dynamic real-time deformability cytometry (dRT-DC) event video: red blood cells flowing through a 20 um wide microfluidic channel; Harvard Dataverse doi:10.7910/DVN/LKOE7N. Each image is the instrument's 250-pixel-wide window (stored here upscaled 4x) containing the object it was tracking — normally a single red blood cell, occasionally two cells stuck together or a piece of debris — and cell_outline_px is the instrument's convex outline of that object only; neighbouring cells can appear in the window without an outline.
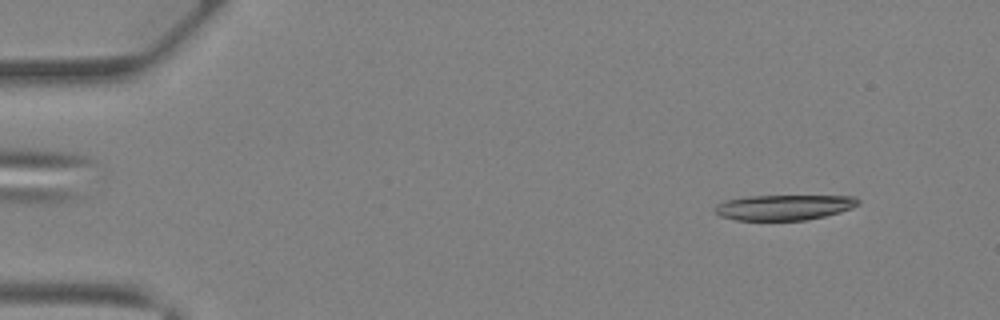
{"species": "Egyptian fruit bat (a non-hibernating species)", "species_latin": "Rousettus aegyptiacus", "temperature_condition": "warm", "stored_images_in_passage": 38, "camera_frame_rate_fps": 3000, "um_per_image_px": 0.085, "animal": {"sex": "female"}, "frame": {"image": 1, "passage_image": 3, "time_ms": 0.667, "image_size_px": [1000, 320], "cell_outline_px": [[860, 204], [852, 208], [840, 212], [808, 220], [736, 220], [720, 216], [716, 212], [716, 204], [724, 200], [748, 196], [856, 196], [860, 200]], "centroid_in_image_um": [66.67, 17.62], "position_along_channel_um": 18.3, "area_um2": 21.21}}
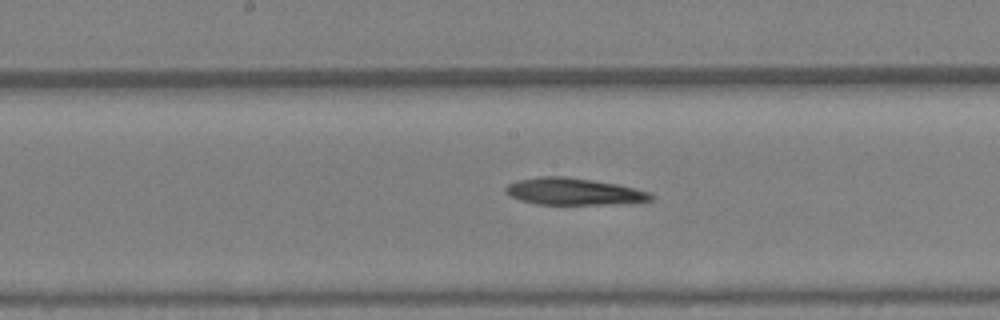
{"frame": {"image": 2, "passage_image": 19, "time_ms": 6.0, "image_size_px": [1000, 320], "cell_outline_px": [[652, 200], [636, 204], [536, 204], [520, 200], [504, 192], [504, 188], [508, 184], [516, 180], [540, 176], [564, 176], [592, 180], [616, 184], [648, 192], [652, 196]], "centroid_in_image_um": [48.75, 16.29], "position_along_channel_um": 199.4, "area_um2": 22.83}}
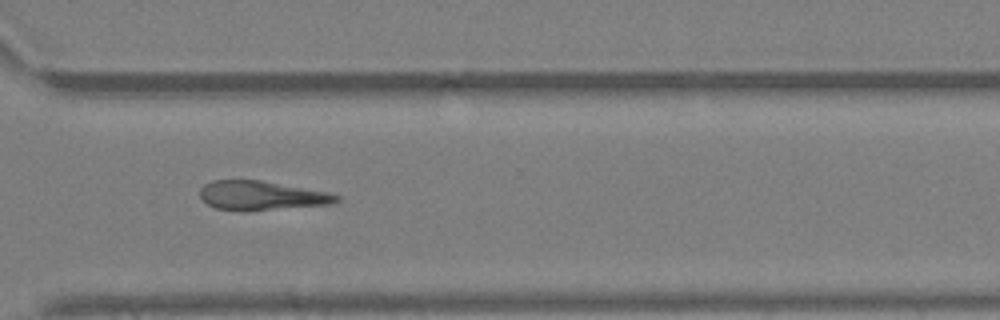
{"frame": {"image": 3, "passage_image": 28, "time_ms": 9.0, "image_size_px": [1000, 320], "cell_outline_px": [[340, 200], [332, 204], [244, 212], [216, 208], [208, 204], [200, 196], [200, 188], [204, 184], [212, 180], [260, 180], [328, 192], [340, 196]], "centroid_in_image_um": [22.22, 16.63], "position_along_channel_um": 348.4, "area_um2": 23.35}, "authors_computed_cell_mechanics": {"area_um2": 23.409, "velocity_mm_per_s": 4.9845, "shape_relaxation_time_tau1_ms": 8.8027, "shape_relaxation_time_tau2_ms": 6.1992, "deformation_change_tau1": 0.18, "deformation_change_tau2": 0.1945}}